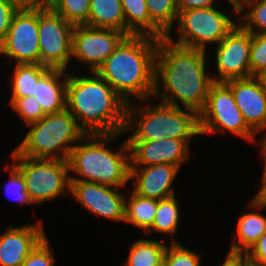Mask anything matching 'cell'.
Returning <instances> with one entry per match:
<instances>
[{
  "label": "cell",
  "mask_w": 266,
  "mask_h": 266,
  "mask_svg": "<svg viewBox=\"0 0 266 266\" xmlns=\"http://www.w3.org/2000/svg\"><path fill=\"white\" fill-rule=\"evenodd\" d=\"M263 174L261 177V189L257 192L255 197L250 201V208L253 210H261L266 208V164L264 163Z\"/></svg>",
  "instance_id": "obj_39"
},
{
  "label": "cell",
  "mask_w": 266,
  "mask_h": 266,
  "mask_svg": "<svg viewBox=\"0 0 266 266\" xmlns=\"http://www.w3.org/2000/svg\"><path fill=\"white\" fill-rule=\"evenodd\" d=\"M233 1H235L237 4L240 2V1H242V0H233Z\"/></svg>",
  "instance_id": "obj_45"
},
{
  "label": "cell",
  "mask_w": 266,
  "mask_h": 266,
  "mask_svg": "<svg viewBox=\"0 0 266 266\" xmlns=\"http://www.w3.org/2000/svg\"><path fill=\"white\" fill-rule=\"evenodd\" d=\"M128 103L123 133L135 130L127 141H156L167 139V104L160 102L140 107ZM136 108V109H135Z\"/></svg>",
  "instance_id": "obj_16"
},
{
  "label": "cell",
  "mask_w": 266,
  "mask_h": 266,
  "mask_svg": "<svg viewBox=\"0 0 266 266\" xmlns=\"http://www.w3.org/2000/svg\"><path fill=\"white\" fill-rule=\"evenodd\" d=\"M259 145H260V152L262 153V156H263V163L266 164V135L263 137L262 141L259 142Z\"/></svg>",
  "instance_id": "obj_44"
},
{
  "label": "cell",
  "mask_w": 266,
  "mask_h": 266,
  "mask_svg": "<svg viewBox=\"0 0 266 266\" xmlns=\"http://www.w3.org/2000/svg\"><path fill=\"white\" fill-rule=\"evenodd\" d=\"M158 266H165V264H164V262H162L160 265H158Z\"/></svg>",
  "instance_id": "obj_46"
},
{
  "label": "cell",
  "mask_w": 266,
  "mask_h": 266,
  "mask_svg": "<svg viewBox=\"0 0 266 266\" xmlns=\"http://www.w3.org/2000/svg\"><path fill=\"white\" fill-rule=\"evenodd\" d=\"M164 242L151 239L134 241L129 250L126 263L122 266H158L163 262L167 246Z\"/></svg>",
  "instance_id": "obj_26"
},
{
  "label": "cell",
  "mask_w": 266,
  "mask_h": 266,
  "mask_svg": "<svg viewBox=\"0 0 266 266\" xmlns=\"http://www.w3.org/2000/svg\"><path fill=\"white\" fill-rule=\"evenodd\" d=\"M255 77L258 79V81L260 82L261 86L263 87V90L266 93V69L262 70Z\"/></svg>",
  "instance_id": "obj_42"
},
{
  "label": "cell",
  "mask_w": 266,
  "mask_h": 266,
  "mask_svg": "<svg viewBox=\"0 0 266 266\" xmlns=\"http://www.w3.org/2000/svg\"><path fill=\"white\" fill-rule=\"evenodd\" d=\"M171 244L165 249L163 262L165 266H200V255L195 251L179 244L177 239L171 238Z\"/></svg>",
  "instance_id": "obj_31"
},
{
  "label": "cell",
  "mask_w": 266,
  "mask_h": 266,
  "mask_svg": "<svg viewBox=\"0 0 266 266\" xmlns=\"http://www.w3.org/2000/svg\"><path fill=\"white\" fill-rule=\"evenodd\" d=\"M236 229L229 254L245 255L266 232V217L258 211L245 213L238 219Z\"/></svg>",
  "instance_id": "obj_21"
},
{
  "label": "cell",
  "mask_w": 266,
  "mask_h": 266,
  "mask_svg": "<svg viewBox=\"0 0 266 266\" xmlns=\"http://www.w3.org/2000/svg\"><path fill=\"white\" fill-rule=\"evenodd\" d=\"M244 256L250 266H266V232Z\"/></svg>",
  "instance_id": "obj_37"
},
{
  "label": "cell",
  "mask_w": 266,
  "mask_h": 266,
  "mask_svg": "<svg viewBox=\"0 0 266 266\" xmlns=\"http://www.w3.org/2000/svg\"><path fill=\"white\" fill-rule=\"evenodd\" d=\"M245 8L248 11L244 13ZM238 14L246 21L241 25L244 29L252 34L266 33V0H242L238 3Z\"/></svg>",
  "instance_id": "obj_28"
},
{
  "label": "cell",
  "mask_w": 266,
  "mask_h": 266,
  "mask_svg": "<svg viewBox=\"0 0 266 266\" xmlns=\"http://www.w3.org/2000/svg\"><path fill=\"white\" fill-rule=\"evenodd\" d=\"M179 201L175 196L158 200L155 219L152 226L146 231L147 234L152 230L165 235L172 234L173 236L175 234L180 218Z\"/></svg>",
  "instance_id": "obj_27"
},
{
  "label": "cell",
  "mask_w": 266,
  "mask_h": 266,
  "mask_svg": "<svg viewBox=\"0 0 266 266\" xmlns=\"http://www.w3.org/2000/svg\"><path fill=\"white\" fill-rule=\"evenodd\" d=\"M55 260L45 236L20 266H54Z\"/></svg>",
  "instance_id": "obj_35"
},
{
  "label": "cell",
  "mask_w": 266,
  "mask_h": 266,
  "mask_svg": "<svg viewBox=\"0 0 266 266\" xmlns=\"http://www.w3.org/2000/svg\"><path fill=\"white\" fill-rule=\"evenodd\" d=\"M18 3L21 7L22 6H33L37 7V0H13Z\"/></svg>",
  "instance_id": "obj_43"
},
{
  "label": "cell",
  "mask_w": 266,
  "mask_h": 266,
  "mask_svg": "<svg viewBox=\"0 0 266 266\" xmlns=\"http://www.w3.org/2000/svg\"><path fill=\"white\" fill-rule=\"evenodd\" d=\"M266 69V33L252 34L250 47V77Z\"/></svg>",
  "instance_id": "obj_34"
},
{
  "label": "cell",
  "mask_w": 266,
  "mask_h": 266,
  "mask_svg": "<svg viewBox=\"0 0 266 266\" xmlns=\"http://www.w3.org/2000/svg\"><path fill=\"white\" fill-rule=\"evenodd\" d=\"M179 39L175 44L206 50L208 44H219L237 25L231 17L215 7L181 11L178 15Z\"/></svg>",
  "instance_id": "obj_8"
},
{
  "label": "cell",
  "mask_w": 266,
  "mask_h": 266,
  "mask_svg": "<svg viewBox=\"0 0 266 266\" xmlns=\"http://www.w3.org/2000/svg\"><path fill=\"white\" fill-rule=\"evenodd\" d=\"M221 266H250L244 255L227 254Z\"/></svg>",
  "instance_id": "obj_40"
},
{
  "label": "cell",
  "mask_w": 266,
  "mask_h": 266,
  "mask_svg": "<svg viewBox=\"0 0 266 266\" xmlns=\"http://www.w3.org/2000/svg\"><path fill=\"white\" fill-rule=\"evenodd\" d=\"M130 149V167H145L157 164L180 165L189 160L190 140L167 138L156 141H127Z\"/></svg>",
  "instance_id": "obj_14"
},
{
  "label": "cell",
  "mask_w": 266,
  "mask_h": 266,
  "mask_svg": "<svg viewBox=\"0 0 266 266\" xmlns=\"http://www.w3.org/2000/svg\"><path fill=\"white\" fill-rule=\"evenodd\" d=\"M201 135L199 115L189 109L167 104V138L191 140Z\"/></svg>",
  "instance_id": "obj_23"
},
{
  "label": "cell",
  "mask_w": 266,
  "mask_h": 266,
  "mask_svg": "<svg viewBox=\"0 0 266 266\" xmlns=\"http://www.w3.org/2000/svg\"><path fill=\"white\" fill-rule=\"evenodd\" d=\"M10 106L20 115L26 125L41 120L46 114L37 99L30 95L22 98H10Z\"/></svg>",
  "instance_id": "obj_32"
},
{
  "label": "cell",
  "mask_w": 266,
  "mask_h": 266,
  "mask_svg": "<svg viewBox=\"0 0 266 266\" xmlns=\"http://www.w3.org/2000/svg\"><path fill=\"white\" fill-rule=\"evenodd\" d=\"M65 72V69L50 68L36 83L34 97L46 115L66 109L68 72Z\"/></svg>",
  "instance_id": "obj_19"
},
{
  "label": "cell",
  "mask_w": 266,
  "mask_h": 266,
  "mask_svg": "<svg viewBox=\"0 0 266 266\" xmlns=\"http://www.w3.org/2000/svg\"><path fill=\"white\" fill-rule=\"evenodd\" d=\"M11 77V98L34 96L36 83L50 69L42 64H16Z\"/></svg>",
  "instance_id": "obj_25"
},
{
  "label": "cell",
  "mask_w": 266,
  "mask_h": 266,
  "mask_svg": "<svg viewBox=\"0 0 266 266\" xmlns=\"http://www.w3.org/2000/svg\"><path fill=\"white\" fill-rule=\"evenodd\" d=\"M84 25L116 29L126 34L121 0H91L88 20Z\"/></svg>",
  "instance_id": "obj_22"
},
{
  "label": "cell",
  "mask_w": 266,
  "mask_h": 266,
  "mask_svg": "<svg viewBox=\"0 0 266 266\" xmlns=\"http://www.w3.org/2000/svg\"><path fill=\"white\" fill-rule=\"evenodd\" d=\"M200 133L229 131L242 139L255 142L257 135L246 123L236 105L231 88L225 82H213L204 109L199 114Z\"/></svg>",
  "instance_id": "obj_7"
},
{
  "label": "cell",
  "mask_w": 266,
  "mask_h": 266,
  "mask_svg": "<svg viewBox=\"0 0 266 266\" xmlns=\"http://www.w3.org/2000/svg\"><path fill=\"white\" fill-rule=\"evenodd\" d=\"M90 5L91 0H58L51 9L73 25H84Z\"/></svg>",
  "instance_id": "obj_30"
},
{
  "label": "cell",
  "mask_w": 266,
  "mask_h": 266,
  "mask_svg": "<svg viewBox=\"0 0 266 266\" xmlns=\"http://www.w3.org/2000/svg\"><path fill=\"white\" fill-rule=\"evenodd\" d=\"M232 5L233 12L238 15V4L233 0H227ZM215 0H177L178 13L185 10L204 9L215 7Z\"/></svg>",
  "instance_id": "obj_38"
},
{
  "label": "cell",
  "mask_w": 266,
  "mask_h": 266,
  "mask_svg": "<svg viewBox=\"0 0 266 266\" xmlns=\"http://www.w3.org/2000/svg\"><path fill=\"white\" fill-rule=\"evenodd\" d=\"M126 35H148L162 39L167 35L150 19L146 0H121Z\"/></svg>",
  "instance_id": "obj_20"
},
{
  "label": "cell",
  "mask_w": 266,
  "mask_h": 266,
  "mask_svg": "<svg viewBox=\"0 0 266 266\" xmlns=\"http://www.w3.org/2000/svg\"><path fill=\"white\" fill-rule=\"evenodd\" d=\"M205 52L206 50L175 44L167 36L159 39L152 98H160L161 102L177 108H181L177 104L180 102L185 109L199 115L213 83L212 76L206 74ZM160 82L164 85L162 91Z\"/></svg>",
  "instance_id": "obj_1"
},
{
  "label": "cell",
  "mask_w": 266,
  "mask_h": 266,
  "mask_svg": "<svg viewBox=\"0 0 266 266\" xmlns=\"http://www.w3.org/2000/svg\"><path fill=\"white\" fill-rule=\"evenodd\" d=\"M158 200L137 195L134 191L125 198L124 222L146 232L153 224Z\"/></svg>",
  "instance_id": "obj_24"
},
{
  "label": "cell",
  "mask_w": 266,
  "mask_h": 266,
  "mask_svg": "<svg viewBox=\"0 0 266 266\" xmlns=\"http://www.w3.org/2000/svg\"><path fill=\"white\" fill-rule=\"evenodd\" d=\"M250 47L251 32L240 22L216 45L213 82L250 77Z\"/></svg>",
  "instance_id": "obj_11"
},
{
  "label": "cell",
  "mask_w": 266,
  "mask_h": 266,
  "mask_svg": "<svg viewBox=\"0 0 266 266\" xmlns=\"http://www.w3.org/2000/svg\"><path fill=\"white\" fill-rule=\"evenodd\" d=\"M38 7L22 6L14 14L0 54L15 64H40Z\"/></svg>",
  "instance_id": "obj_10"
},
{
  "label": "cell",
  "mask_w": 266,
  "mask_h": 266,
  "mask_svg": "<svg viewBox=\"0 0 266 266\" xmlns=\"http://www.w3.org/2000/svg\"><path fill=\"white\" fill-rule=\"evenodd\" d=\"M72 76L68 72L66 109L85 134H122L127 103L97 72Z\"/></svg>",
  "instance_id": "obj_2"
},
{
  "label": "cell",
  "mask_w": 266,
  "mask_h": 266,
  "mask_svg": "<svg viewBox=\"0 0 266 266\" xmlns=\"http://www.w3.org/2000/svg\"><path fill=\"white\" fill-rule=\"evenodd\" d=\"M20 7L13 0H0V45L4 42L12 18Z\"/></svg>",
  "instance_id": "obj_36"
},
{
  "label": "cell",
  "mask_w": 266,
  "mask_h": 266,
  "mask_svg": "<svg viewBox=\"0 0 266 266\" xmlns=\"http://www.w3.org/2000/svg\"><path fill=\"white\" fill-rule=\"evenodd\" d=\"M126 36L116 29L75 25L72 57L87 64L91 72H96Z\"/></svg>",
  "instance_id": "obj_12"
},
{
  "label": "cell",
  "mask_w": 266,
  "mask_h": 266,
  "mask_svg": "<svg viewBox=\"0 0 266 266\" xmlns=\"http://www.w3.org/2000/svg\"><path fill=\"white\" fill-rule=\"evenodd\" d=\"M225 83L231 88L235 102L247 125L259 134L266 129V93L255 76L230 79Z\"/></svg>",
  "instance_id": "obj_15"
},
{
  "label": "cell",
  "mask_w": 266,
  "mask_h": 266,
  "mask_svg": "<svg viewBox=\"0 0 266 266\" xmlns=\"http://www.w3.org/2000/svg\"><path fill=\"white\" fill-rule=\"evenodd\" d=\"M178 170L179 167L173 164L130 167V180H135L133 191L142 197L156 200L175 196L171 185Z\"/></svg>",
  "instance_id": "obj_18"
},
{
  "label": "cell",
  "mask_w": 266,
  "mask_h": 266,
  "mask_svg": "<svg viewBox=\"0 0 266 266\" xmlns=\"http://www.w3.org/2000/svg\"><path fill=\"white\" fill-rule=\"evenodd\" d=\"M150 19L166 34L171 35L178 20L177 0H146Z\"/></svg>",
  "instance_id": "obj_29"
},
{
  "label": "cell",
  "mask_w": 266,
  "mask_h": 266,
  "mask_svg": "<svg viewBox=\"0 0 266 266\" xmlns=\"http://www.w3.org/2000/svg\"><path fill=\"white\" fill-rule=\"evenodd\" d=\"M6 168L10 171V178L5 186V192L9 196H13L12 199L20 204H33L26 191L25 181L20 170L13 163L7 164Z\"/></svg>",
  "instance_id": "obj_33"
},
{
  "label": "cell",
  "mask_w": 266,
  "mask_h": 266,
  "mask_svg": "<svg viewBox=\"0 0 266 266\" xmlns=\"http://www.w3.org/2000/svg\"><path fill=\"white\" fill-rule=\"evenodd\" d=\"M75 25L51 8L38 7L40 64L68 69L72 58V35Z\"/></svg>",
  "instance_id": "obj_9"
},
{
  "label": "cell",
  "mask_w": 266,
  "mask_h": 266,
  "mask_svg": "<svg viewBox=\"0 0 266 266\" xmlns=\"http://www.w3.org/2000/svg\"><path fill=\"white\" fill-rule=\"evenodd\" d=\"M158 44L153 36H126L96 72L127 104L131 96L146 103L154 94Z\"/></svg>",
  "instance_id": "obj_3"
},
{
  "label": "cell",
  "mask_w": 266,
  "mask_h": 266,
  "mask_svg": "<svg viewBox=\"0 0 266 266\" xmlns=\"http://www.w3.org/2000/svg\"><path fill=\"white\" fill-rule=\"evenodd\" d=\"M114 188L86 181H71L70 194L94 215L124 222L125 194Z\"/></svg>",
  "instance_id": "obj_13"
},
{
  "label": "cell",
  "mask_w": 266,
  "mask_h": 266,
  "mask_svg": "<svg viewBox=\"0 0 266 266\" xmlns=\"http://www.w3.org/2000/svg\"><path fill=\"white\" fill-rule=\"evenodd\" d=\"M30 127L23 141L16 147L22 155L34 159L68 160L71 150L86 135L75 117L67 110L45 115Z\"/></svg>",
  "instance_id": "obj_5"
},
{
  "label": "cell",
  "mask_w": 266,
  "mask_h": 266,
  "mask_svg": "<svg viewBox=\"0 0 266 266\" xmlns=\"http://www.w3.org/2000/svg\"><path fill=\"white\" fill-rule=\"evenodd\" d=\"M120 135L86 134L80 144L71 150L68 158L69 171L80 177L70 176V181H86L114 188L126 187L130 180V149L127 140L119 151H112L106 145Z\"/></svg>",
  "instance_id": "obj_4"
},
{
  "label": "cell",
  "mask_w": 266,
  "mask_h": 266,
  "mask_svg": "<svg viewBox=\"0 0 266 266\" xmlns=\"http://www.w3.org/2000/svg\"><path fill=\"white\" fill-rule=\"evenodd\" d=\"M58 0H37V7L52 8Z\"/></svg>",
  "instance_id": "obj_41"
},
{
  "label": "cell",
  "mask_w": 266,
  "mask_h": 266,
  "mask_svg": "<svg viewBox=\"0 0 266 266\" xmlns=\"http://www.w3.org/2000/svg\"><path fill=\"white\" fill-rule=\"evenodd\" d=\"M13 164L23 175L30 200L40 204L67 194L71 189L68 160L34 159L12 152Z\"/></svg>",
  "instance_id": "obj_6"
},
{
  "label": "cell",
  "mask_w": 266,
  "mask_h": 266,
  "mask_svg": "<svg viewBox=\"0 0 266 266\" xmlns=\"http://www.w3.org/2000/svg\"><path fill=\"white\" fill-rule=\"evenodd\" d=\"M42 222L9 227L0 236V266H20L45 237Z\"/></svg>",
  "instance_id": "obj_17"
}]
</instances>
